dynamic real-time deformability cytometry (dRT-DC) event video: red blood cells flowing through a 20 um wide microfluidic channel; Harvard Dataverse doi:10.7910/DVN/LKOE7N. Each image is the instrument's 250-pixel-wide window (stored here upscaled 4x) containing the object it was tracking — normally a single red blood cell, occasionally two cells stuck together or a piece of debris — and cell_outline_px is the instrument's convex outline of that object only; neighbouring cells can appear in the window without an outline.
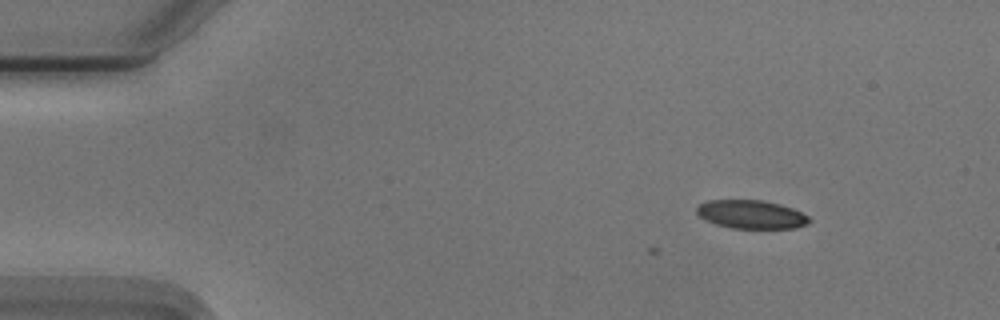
{"species": "Egyptian fruit bat (a non-hibernating species)", "species_latin": "Rousettus aegyptiacus", "temperature_condition": "cold", "stored_images_in_passage": 3, "camera_frame_rate_fps": 3000, "um_per_image_px": 0.085, "animal": {"sex": "male"}, "frame": {"image": 1, "passage_image": 3, "time_ms": 0.667, "image_size_px": [1000, 320], "cell_outline_px": [[812, 220], [808, 224], [796, 228], [732, 228], [716, 224], [704, 220], [696, 212], [696, 208], [700, 204], [708, 200], [760, 200], [780, 204], [792, 208], [808, 216]], "centroid_in_image_um": [63.86, 18.23], "position_along_channel_um": 21.1, "area_um2": 18.67}}